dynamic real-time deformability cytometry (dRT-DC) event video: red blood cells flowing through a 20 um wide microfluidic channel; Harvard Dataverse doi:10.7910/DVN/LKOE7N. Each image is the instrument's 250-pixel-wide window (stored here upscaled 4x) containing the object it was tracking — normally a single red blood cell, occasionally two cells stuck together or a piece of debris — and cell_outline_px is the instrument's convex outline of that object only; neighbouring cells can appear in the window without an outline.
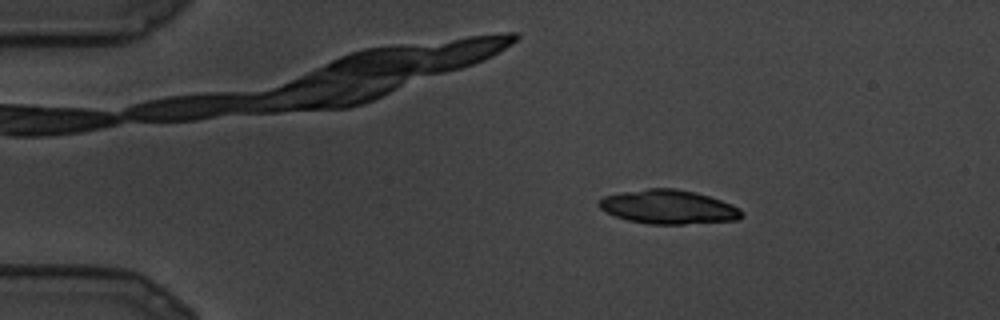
{"species": "common noctule bat (a hibernating species)", "species_latin": "Nyctalus noctula", "temperature_condition": "cold", "stored_images_in_passage": 9, "camera_frame_rate_fps": 3000, "um_per_image_px": 0.085, "animal": {"sex": "male", "body_mass_g": 19.5, "forearm_length_mm": 54.6}, "frame": {"image": 1, "passage_image": 3, "time_ms": 0.667, "image_size_px": [1000, 320], "cell_outline_px": [[744, 216], [736, 220], [684, 224], [648, 224], [628, 220], [616, 216], [600, 208], [596, 204], [604, 196], [624, 192], [648, 188], [676, 188], [696, 192], [732, 204], [740, 208], [744, 212]], "centroid_in_image_um": [56.85, 17.59], "position_along_channel_um": 28.2, "area_um2": 28.21}}